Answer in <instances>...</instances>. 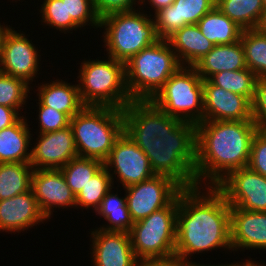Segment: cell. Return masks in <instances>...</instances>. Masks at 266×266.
<instances>
[{
	"instance_id": "6da1fadb",
	"label": "cell",
	"mask_w": 266,
	"mask_h": 266,
	"mask_svg": "<svg viewBox=\"0 0 266 266\" xmlns=\"http://www.w3.org/2000/svg\"><path fill=\"white\" fill-rule=\"evenodd\" d=\"M123 131L148 157L155 175L183 189L196 188V124L171 117L151 100H132L123 109Z\"/></svg>"
},
{
	"instance_id": "7dc6e473",
	"label": "cell",
	"mask_w": 266,
	"mask_h": 266,
	"mask_svg": "<svg viewBox=\"0 0 266 266\" xmlns=\"http://www.w3.org/2000/svg\"><path fill=\"white\" fill-rule=\"evenodd\" d=\"M262 3H263L264 9H266V0H262Z\"/></svg>"
},
{
	"instance_id": "ee69618b",
	"label": "cell",
	"mask_w": 266,
	"mask_h": 266,
	"mask_svg": "<svg viewBox=\"0 0 266 266\" xmlns=\"http://www.w3.org/2000/svg\"><path fill=\"white\" fill-rule=\"evenodd\" d=\"M2 25H0V55L3 49V44L6 38L7 33L11 30V28H7V27H1Z\"/></svg>"
},
{
	"instance_id": "7c38bea8",
	"label": "cell",
	"mask_w": 266,
	"mask_h": 266,
	"mask_svg": "<svg viewBox=\"0 0 266 266\" xmlns=\"http://www.w3.org/2000/svg\"><path fill=\"white\" fill-rule=\"evenodd\" d=\"M104 167L115 168L114 173L118 174L124 188L155 175L148 157L124 131L115 140Z\"/></svg>"
},
{
	"instance_id": "3957f363",
	"label": "cell",
	"mask_w": 266,
	"mask_h": 266,
	"mask_svg": "<svg viewBox=\"0 0 266 266\" xmlns=\"http://www.w3.org/2000/svg\"><path fill=\"white\" fill-rule=\"evenodd\" d=\"M257 131L253 121L204 120L196 124L197 186L203 178L216 186L231 171L247 167Z\"/></svg>"
},
{
	"instance_id": "f546056e",
	"label": "cell",
	"mask_w": 266,
	"mask_h": 266,
	"mask_svg": "<svg viewBox=\"0 0 266 266\" xmlns=\"http://www.w3.org/2000/svg\"><path fill=\"white\" fill-rule=\"evenodd\" d=\"M104 166V162L93 159L76 157L60 168L67 185L75 196L82 190L89 180Z\"/></svg>"
},
{
	"instance_id": "4316f807",
	"label": "cell",
	"mask_w": 266,
	"mask_h": 266,
	"mask_svg": "<svg viewBox=\"0 0 266 266\" xmlns=\"http://www.w3.org/2000/svg\"><path fill=\"white\" fill-rule=\"evenodd\" d=\"M215 3L243 30L255 29L264 11L262 0H215Z\"/></svg>"
},
{
	"instance_id": "8fae6325",
	"label": "cell",
	"mask_w": 266,
	"mask_h": 266,
	"mask_svg": "<svg viewBox=\"0 0 266 266\" xmlns=\"http://www.w3.org/2000/svg\"><path fill=\"white\" fill-rule=\"evenodd\" d=\"M230 207L266 212V176L242 167L231 171L215 186Z\"/></svg>"
},
{
	"instance_id": "7402d4cb",
	"label": "cell",
	"mask_w": 266,
	"mask_h": 266,
	"mask_svg": "<svg viewBox=\"0 0 266 266\" xmlns=\"http://www.w3.org/2000/svg\"><path fill=\"white\" fill-rule=\"evenodd\" d=\"M181 63L193 67L215 46L200 31L197 24H188L167 39ZM179 52V53H177ZM183 58V60H182ZM187 62V63H186Z\"/></svg>"
},
{
	"instance_id": "ab89813d",
	"label": "cell",
	"mask_w": 266,
	"mask_h": 266,
	"mask_svg": "<svg viewBox=\"0 0 266 266\" xmlns=\"http://www.w3.org/2000/svg\"><path fill=\"white\" fill-rule=\"evenodd\" d=\"M140 262V263H139ZM140 264V265H139ZM188 260H184L178 255L174 254L163 258H154L138 261L137 266H190Z\"/></svg>"
},
{
	"instance_id": "f1b7e54d",
	"label": "cell",
	"mask_w": 266,
	"mask_h": 266,
	"mask_svg": "<svg viewBox=\"0 0 266 266\" xmlns=\"http://www.w3.org/2000/svg\"><path fill=\"white\" fill-rule=\"evenodd\" d=\"M102 199L99 208L96 210L98 215L103 216L110 224L108 227H101L104 231H124L129 232L133 226V221L127 208L126 198H119L118 194L110 193ZM110 193V194H109Z\"/></svg>"
},
{
	"instance_id": "7bdbcfd3",
	"label": "cell",
	"mask_w": 266,
	"mask_h": 266,
	"mask_svg": "<svg viewBox=\"0 0 266 266\" xmlns=\"http://www.w3.org/2000/svg\"><path fill=\"white\" fill-rule=\"evenodd\" d=\"M255 29L258 32L266 35V9H264V11L262 12L261 17Z\"/></svg>"
},
{
	"instance_id": "8992f818",
	"label": "cell",
	"mask_w": 266,
	"mask_h": 266,
	"mask_svg": "<svg viewBox=\"0 0 266 266\" xmlns=\"http://www.w3.org/2000/svg\"><path fill=\"white\" fill-rule=\"evenodd\" d=\"M108 61H85L78 85L85 106L123 110L132 101L126 86L125 63L108 57Z\"/></svg>"
},
{
	"instance_id": "4fadbf2b",
	"label": "cell",
	"mask_w": 266,
	"mask_h": 266,
	"mask_svg": "<svg viewBox=\"0 0 266 266\" xmlns=\"http://www.w3.org/2000/svg\"><path fill=\"white\" fill-rule=\"evenodd\" d=\"M204 120L253 121L251 102L240 94L227 91L210 80H203Z\"/></svg>"
},
{
	"instance_id": "4dcf8cb0",
	"label": "cell",
	"mask_w": 266,
	"mask_h": 266,
	"mask_svg": "<svg viewBox=\"0 0 266 266\" xmlns=\"http://www.w3.org/2000/svg\"><path fill=\"white\" fill-rule=\"evenodd\" d=\"M256 75L249 68L223 71L214 74L209 80L227 91L245 96L250 102L253 100Z\"/></svg>"
},
{
	"instance_id": "2e32d148",
	"label": "cell",
	"mask_w": 266,
	"mask_h": 266,
	"mask_svg": "<svg viewBox=\"0 0 266 266\" xmlns=\"http://www.w3.org/2000/svg\"><path fill=\"white\" fill-rule=\"evenodd\" d=\"M38 53L33 44L12 29L7 33L0 55V71L28 84L38 71Z\"/></svg>"
},
{
	"instance_id": "52a82bcc",
	"label": "cell",
	"mask_w": 266,
	"mask_h": 266,
	"mask_svg": "<svg viewBox=\"0 0 266 266\" xmlns=\"http://www.w3.org/2000/svg\"><path fill=\"white\" fill-rule=\"evenodd\" d=\"M148 18L133 9L100 19V27H107L104 42L109 57L126 63L142 49L159 41L155 22Z\"/></svg>"
},
{
	"instance_id": "83f0119b",
	"label": "cell",
	"mask_w": 266,
	"mask_h": 266,
	"mask_svg": "<svg viewBox=\"0 0 266 266\" xmlns=\"http://www.w3.org/2000/svg\"><path fill=\"white\" fill-rule=\"evenodd\" d=\"M240 40L247 68L257 78L266 77V35L256 29H246L242 31Z\"/></svg>"
},
{
	"instance_id": "d590c367",
	"label": "cell",
	"mask_w": 266,
	"mask_h": 266,
	"mask_svg": "<svg viewBox=\"0 0 266 266\" xmlns=\"http://www.w3.org/2000/svg\"><path fill=\"white\" fill-rule=\"evenodd\" d=\"M39 104L40 132L46 133L64 129L70 125L71 118L56 109Z\"/></svg>"
},
{
	"instance_id": "d6a6232c",
	"label": "cell",
	"mask_w": 266,
	"mask_h": 266,
	"mask_svg": "<svg viewBox=\"0 0 266 266\" xmlns=\"http://www.w3.org/2000/svg\"><path fill=\"white\" fill-rule=\"evenodd\" d=\"M28 88L25 80L0 71V105L19 110L26 102Z\"/></svg>"
},
{
	"instance_id": "5bb4252c",
	"label": "cell",
	"mask_w": 266,
	"mask_h": 266,
	"mask_svg": "<svg viewBox=\"0 0 266 266\" xmlns=\"http://www.w3.org/2000/svg\"><path fill=\"white\" fill-rule=\"evenodd\" d=\"M39 138L37 145L30 151V164L34 169H60L78 157L70 125L61 130L40 133Z\"/></svg>"
},
{
	"instance_id": "ba28073f",
	"label": "cell",
	"mask_w": 266,
	"mask_h": 266,
	"mask_svg": "<svg viewBox=\"0 0 266 266\" xmlns=\"http://www.w3.org/2000/svg\"><path fill=\"white\" fill-rule=\"evenodd\" d=\"M183 67L171 75L151 101L171 117L198 124L204 121L203 79L194 67Z\"/></svg>"
},
{
	"instance_id": "d4e9b609",
	"label": "cell",
	"mask_w": 266,
	"mask_h": 266,
	"mask_svg": "<svg viewBox=\"0 0 266 266\" xmlns=\"http://www.w3.org/2000/svg\"><path fill=\"white\" fill-rule=\"evenodd\" d=\"M197 25L214 45L232 44L240 40L243 29L223 14L217 6L205 14Z\"/></svg>"
},
{
	"instance_id": "60d3db41",
	"label": "cell",
	"mask_w": 266,
	"mask_h": 266,
	"mask_svg": "<svg viewBox=\"0 0 266 266\" xmlns=\"http://www.w3.org/2000/svg\"><path fill=\"white\" fill-rule=\"evenodd\" d=\"M11 107L0 105V131L15 124L22 116Z\"/></svg>"
},
{
	"instance_id": "cb8c5ba5",
	"label": "cell",
	"mask_w": 266,
	"mask_h": 266,
	"mask_svg": "<svg viewBox=\"0 0 266 266\" xmlns=\"http://www.w3.org/2000/svg\"><path fill=\"white\" fill-rule=\"evenodd\" d=\"M22 116L15 124L0 131V163L30 162L27 152L30 131Z\"/></svg>"
},
{
	"instance_id": "5b68a950",
	"label": "cell",
	"mask_w": 266,
	"mask_h": 266,
	"mask_svg": "<svg viewBox=\"0 0 266 266\" xmlns=\"http://www.w3.org/2000/svg\"><path fill=\"white\" fill-rule=\"evenodd\" d=\"M78 157L104 162L123 132V110L85 106L70 120Z\"/></svg>"
},
{
	"instance_id": "8d00e7d4",
	"label": "cell",
	"mask_w": 266,
	"mask_h": 266,
	"mask_svg": "<svg viewBox=\"0 0 266 266\" xmlns=\"http://www.w3.org/2000/svg\"><path fill=\"white\" fill-rule=\"evenodd\" d=\"M251 112L252 120L258 130H266V77L256 79Z\"/></svg>"
},
{
	"instance_id": "e575fe53",
	"label": "cell",
	"mask_w": 266,
	"mask_h": 266,
	"mask_svg": "<svg viewBox=\"0 0 266 266\" xmlns=\"http://www.w3.org/2000/svg\"><path fill=\"white\" fill-rule=\"evenodd\" d=\"M67 19H72L79 27L85 26L86 22L100 27V18L94 10L93 0H66Z\"/></svg>"
},
{
	"instance_id": "9c48e42d",
	"label": "cell",
	"mask_w": 266,
	"mask_h": 266,
	"mask_svg": "<svg viewBox=\"0 0 266 266\" xmlns=\"http://www.w3.org/2000/svg\"><path fill=\"white\" fill-rule=\"evenodd\" d=\"M177 211L178 196L168 206L134 222L129 236L137 260L175 254Z\"/></svg>"
},
{
	"instance_id": "7a4b0ae2",
	"label": "cell",
	"mask_w": 266,
	"mask_h": 266,
	"mask_svg": "<svg viewBox=\"0 0 266 266\" xmlns=\"http://www.w3.org/2000/svg\"><path fill=\"white\" fill-rule=\"evenodd\" d=\"M198 187L178 195L175 254L184 260L217 247L232 249L230 205L215 186L208 188L207 196H201Z\"/></svg>"
},
{
	"instance_id": "9a60e30c",
	"label": "cell",
	"mask_w": 266,
	"mask_h": 266,
	"mask_svg": "<svg viewBox=\"0 0 266 266\" xmlns=\"http://www.w3.org/2000/svg\"><path fill=\"white\" fill-rule=\"evenodd\" d=\"M31 190L46 218L51 216L52 206H76V196L67 185L60 169H34Z\"/></svg>"
},
{
	"instance_id": "603a6c76",
	"label": "cell",
	"mask_w": 266,
	"mask_h": 266,
	"mask_svg": "<svg viewBox=\"0 0 266 266\" xmlns=\"http://www.w3.org/2000/svg\"><path fill=\"white\" fill-rule=\"evenodd\" d=\"M38 98L44 106L63 112L70 118L85 107L80 97L78 85H70L58 80L50 84H42Z\"/></svg>"
},
{
	"instance_id": "b9f144b4",
	"label": "cell",
	"mask_w": 266,
	"mask_h": 266,
	"mask_svg": "<svg viewBox=\"0 0 266 266\" xmlns=\"http://www.w3.org/2000/svg\"><path fill=\"white\" fill-rule=\"evenodd\" d=\"M175 0H150L148 2L151 3V6L155 9V13L158 12L159 10L170 6L171 4L174 3Z\"/></svg>"
},
{
	"instance_id": "ac0fdd59",
	"label": "cell",
	"mask_w": 266,
	"mask_h": 266,
	"mask_svg": "<svg viewBox=\"0 0 266 266\" xmlns=\"http://www.w3.org/2000/svg\"><path fill=\"white\" fill-rule=\"evenodd\" d=\"M91 235L94 266H137L129 232L99 229Z\"/></svg>"
},
{
	"instance_id": "30bf717a",
	"label": "cell",
	"mask_w": 266,
	"mask_h": 266,
	"mask_svg": "<svg viewBox=\"0 0 266 266\" xmlns=\"http://www.w3.org/2000/svg\"><path fill=\"white\" fill-rule=\"evenodd\" d=\"M126 204L134 222L168 206L183 190L173 179L164 175L125 187Z\"/></svg>"
},
{
	"instance_id": "e0dca14e",
	"label": "cell",
	"mask_w": 266,
	"mask_h": 266,
	"mask_svg": "<svg viewBox=\"0 0 266 266\" xmlns=\"http://www.w3.org/2000/svg\"><path fill=\"white\" fill-rule=\"evenodd\" d=\"M215 6V0H175L155 13L154 22L159 38L167 40L185 25L197 24Z\"/></svg>"
},
{
	"instance_id": "bcb514c9",
	"label": "cell",
	"mask_w": 266,
	"mask_h": 266,
	"mask_svg": "<svg viewBox=\"0 0 266 266\" xmlns=\"http://www.w3.org/2000/svg\"><path fill=\"white\" fill-rule=\"evenodd\" d=\"M190 266H205V265H200V264H196V263H191V265ZM208 266V265H207ZM209 266H211V265H209ZM212 266H214V265H212ZM217 266V265H216ZM218 266H229L228 264L227 265H218Z\"/></svg>"
},
{
	"instance_id": "836d02e7",
	"label": "cell",
	"mask_w": 266,
	"mask_h": 266,
	"mask_svg": "<svg viewBox=\"0 0 266 266\" xmlns=\"http://www.w3.org/2000/svg\"><path fill=\"white\" fill-rule=\"evenodd\" d=\"M41 12L43 22L60 31L79 27L72 19H67L66 0H45Z\"/></svg>"
},
{
	"instance_id": "ffe728a7",
	"label": "cell",
	"mask_w": 266,
	"mask_h": 266,
	"mask_svg": "<svg viewBox=\"0 0 266 266\" xmlns=\"http://www.w3.org/2000/svg\"><path fill=\"white\" fill-rule=\"evenodd\" d=\"M45 219L31 189L0 201V231L19 232Z\"/></svg>"
},
{
	"instance_id": "484cf974",
	"label": "cell",
	"mask_w": 266,
	"mask_h": 266,
	"mask_svg": "<svg viewBox=\"0 0 266 266\" xmlns=\"http://www.w3.org/2000/svg\"><path fill=\"white\" fill-rule=\"evenodd\" d=\"M32 168L30 162L0 163V201L31 189Z\"/></svg>"
},
{
	"instance_id": "d6986e66",
	"label": "cell",
	"mask_w": 266,
	"mask_h": 266,
	"mask_svg": "<svg viewBox=\"0 0 266 266\" xmlns=\"http://www.w3.org/2000/svg\"><path fill=\"white\" fill-rule=\"evenodd\" d=\"M230 240L233 250L266 249V212L230 207Z\"/></svg>"
},
{
	"instance_id": "f35d334b",
	"label": "cell",
	"mask_w": 266,
	"mask_h": 266,
	"mask_svg": "<svg viewBox=\"0 0 266 266\" xmlns=\"http://www.w3.org/2000/svg\"><path fill=\"white\" fill-rule=\"evenodd\" d=\"M96 15L102 19L108 15L132 11L136 0H93Z\"/></svg>"
},
{
	"instance_id": "44dd1931",
	"label": "cell",
	"mask_w": 266,
	"mask_h": 266,
	"mask_svg": "<svg viewBox=\"0 0 266 266\" xmlns=\"http://www.w3.org/2000/svg\"><path fill=\"white\" fill-rule=\"evenodd\" d=\"M203 80L223 71L246 69L244 49L241 40L232 44L215 45L194 66Z\"/></svg>"
},
{
	"instance_id": "f6af8a7d",
	"label": "cell",
	"mask_w": 266,
	"mask_h": 266,
	"mask_svg": "<svg viewBox=\"0 0 266 266\" xmlns=\"http://www.w3.org/2000/svg\"><path fill=\"white\" fill-rule=\"evenodd\" d=\"M247 261H246V263H243V265H240V264L236 263L237 265L236 264H229V266H264L263 264L262 265H258L257 263L251 262L249 260H247Z\"/></svg>"
},
{
	"instance_id": "74e56055",
	"label": "cell",
	"mask_w": 266,
	"mask_h": 266,
	"mask_svg": "<svg viewBox=\"0 0 266 266\" xmlns=\"http://www.w3.org/2000/svg\"><path fill=\"white\" fill-rule=\"evenodd\" d=\"M248 167L266 176V130H258L252 140Z\"/></svg>"
},
{
	"instance_id": "1f68e13d",
	"label": "cell",
	"mask_w": 266,
	"mask_h": 266,
	"mask_svg": "<svg viewBox=\"0 0 266 266\" xmlns=\"http://www.w3.org/2000/svg\"><path fill=\"white\" fill-rule=\"evenodd\" d=\"M110 168L104 166L89 180L76 196V206L89 208L94 207L95 211L99 208L102 199L112 189V174Z\"/></svg>"
},
{
	"instance_id": "277c9868",
	"label": "cell",
	"mask_w": 266,
	"mask_h": 266,
	"mask_svg": "<svg viewBox=\"0 0 266 266\" xmlns=\"http://www.w3.org/2000/svg\"><path fill=\"white\" fill-rule=\"evenodd\" d=\"M168 40L160 39L125 63L126 86L132 100H151L180 67Z\"/></svg>"
}]
</instances>
